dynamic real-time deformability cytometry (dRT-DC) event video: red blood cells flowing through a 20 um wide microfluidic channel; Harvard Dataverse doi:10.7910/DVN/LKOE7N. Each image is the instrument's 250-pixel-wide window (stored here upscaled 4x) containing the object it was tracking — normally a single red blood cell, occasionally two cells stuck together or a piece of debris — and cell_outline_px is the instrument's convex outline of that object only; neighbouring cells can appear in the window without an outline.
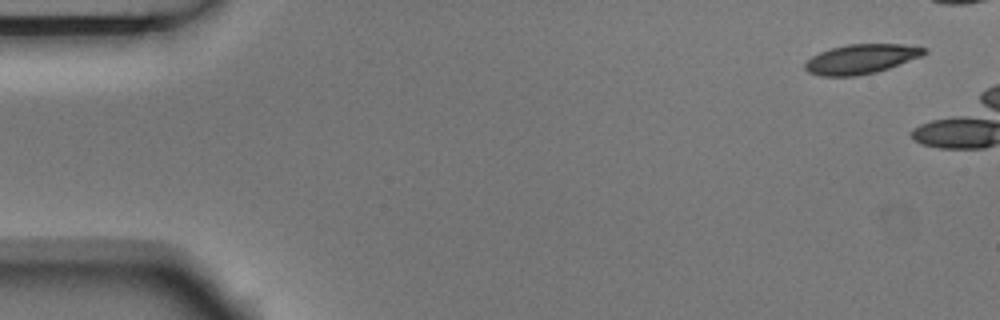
{"species": "Egyptian fruit bat (a non-hibernating species)", "species_latin": "Rousettus aegyptiacus", "temperature_condition": "room temperature", "stored_images_in_passage": 5, "camera_frame_rate_fps": 3000, "um_per_image_px": 0.085, "animal": {"sex": "male"}, "frame": {"image": 1, "passage_image": 1, "time_ms": 0.0, "image_size_px": [1000, 320], "cell_outline_px": [[928, 52], [920, 56], [888, 68], [876, 72], [856, 76], [820, 76], [808, 72], [804, 68], [804, 64], [812, 56], [820, 52], [832, 48], [848, 44], [904, 44], [928, 48]], "centroid_in_image_um": [73.18, 5.01], "position_along_channel_um": 11.8, "area_um2": 20.4}}